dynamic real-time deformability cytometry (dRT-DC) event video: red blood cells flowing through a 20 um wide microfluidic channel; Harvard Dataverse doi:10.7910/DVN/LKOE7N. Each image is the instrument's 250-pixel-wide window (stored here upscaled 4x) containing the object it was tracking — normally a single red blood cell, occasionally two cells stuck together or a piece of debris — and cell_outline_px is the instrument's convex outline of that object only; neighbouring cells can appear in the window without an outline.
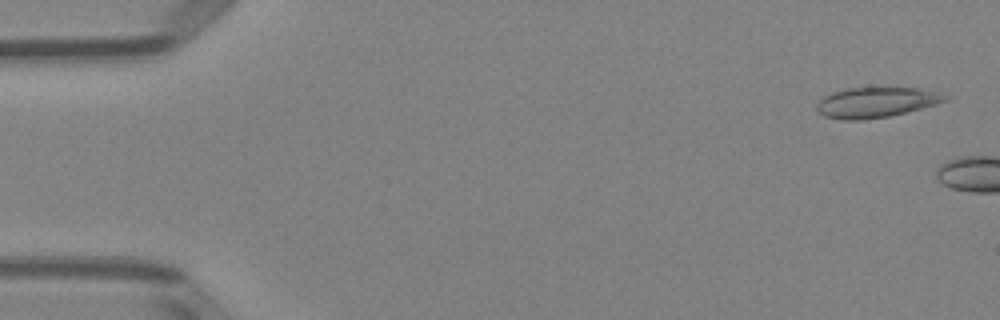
{"species": "Egyptian fruit bat (a non-hibernating species)", "species_latin": "Rousettus aegyptiacus", "temperature_condition": "room temperature", "stored_images_in_passage": 2, "camera_frame_rate_fps": 3000, "um_per_image_px": 0.085, "animal": {"sex": "female"}, "frame": {"image": 1, "passage_image": 1, "time_ms": 0.0, "image_size_px": [1000, 320], "cell_outline_px": [[952, 96], [948, 100], [936, 104], [888, 116], [864, 120], [840, 120], [824, 116], [816, 112], [816, 104], [824, 96], [832, 92], [844, 88], [920, 88]], "centroid_in_image_um": [74.43, 8.7], "position_along_channel_um": 10.6, "area_um2": 22.72}}